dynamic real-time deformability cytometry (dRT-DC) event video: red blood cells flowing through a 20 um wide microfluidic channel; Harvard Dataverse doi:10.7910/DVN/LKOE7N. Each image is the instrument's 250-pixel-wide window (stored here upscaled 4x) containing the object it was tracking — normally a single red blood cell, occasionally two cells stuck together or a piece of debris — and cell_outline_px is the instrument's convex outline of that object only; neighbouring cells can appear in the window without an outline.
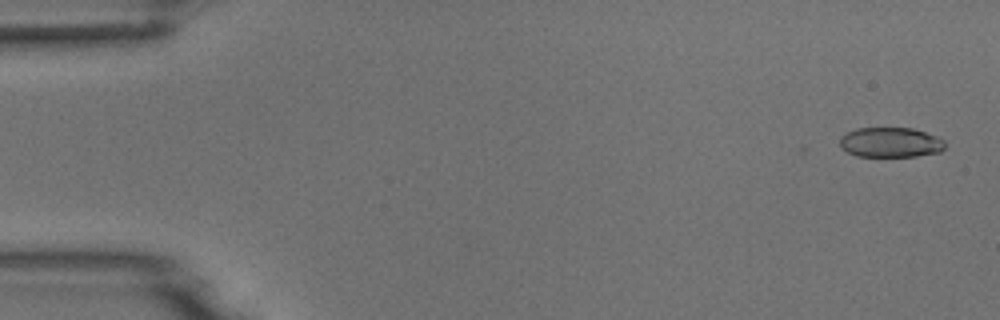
{"species": "common noctule bat (a hibernating species)", "species_latin": "Nyctalus noctula", "temperature_condition": "room temperature", "stored_images_in_passage": 5, "camera_frame_rate_fps": 3000, "um_per_image_px": 0.085, "animal": {"sex": "male", "body_mass_g": 18.8}, "frame": {"image": 1, "passage_image": 1, "time_ms": 0.0, "image_size_px": [1000, 320], "cell_outline_px": [[944, 148], [940, 152], [916, 156], [856, 156], [840, 148], [840, 136], [856, 128], [912, 128], [936, 136], [944, 140]], "centroid_in_image_um": [75.67, 12.1], "position_along_channel_um": 9.3, "area_um2": 18.32}}
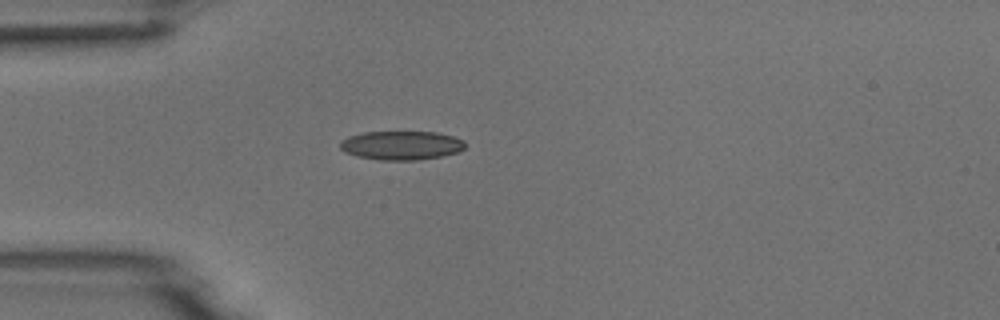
{"frame": {"image": 2, "passage_image": 5, "time_ms": 1.333, "image_size_px": [1000, 320], "cell_outline_px": [[464, 148], [460, 152], [444, 156], [416, 160], [380, 160], [356, 156], [344, 152], [340, 148], [340, 140], [348, 136], [364, 132], [436, 132], [452, 136], [464, 140]], "centroid_in_image_um": [34.1, 12.36], "position_along_channel_um": 50.9, "area_um2": 21.21}}